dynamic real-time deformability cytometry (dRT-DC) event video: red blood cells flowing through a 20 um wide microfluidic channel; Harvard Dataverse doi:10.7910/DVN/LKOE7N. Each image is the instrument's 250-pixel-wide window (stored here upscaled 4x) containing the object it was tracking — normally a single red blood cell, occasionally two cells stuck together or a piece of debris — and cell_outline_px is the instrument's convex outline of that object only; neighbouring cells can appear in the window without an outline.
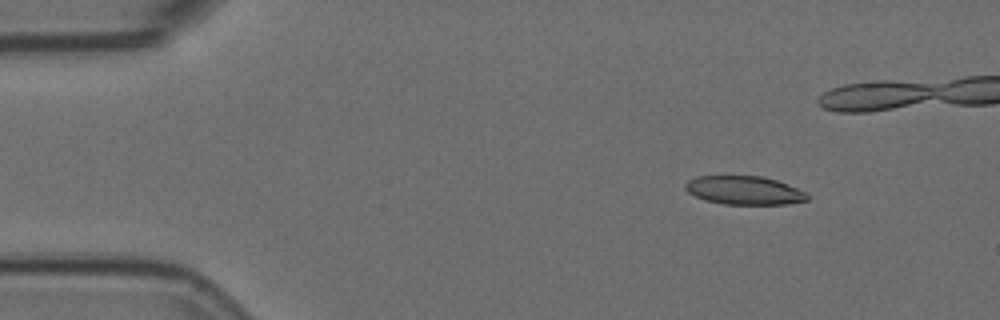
{"species": "Egyptian fruit bat (a non-hibernating species)", "species_latin": "Rousettus aegyptiacus", "temperature_condition": "room temperature", "stored_images_in_passage": 7, "camera_frame_rate_fps": 3000, "um_per_image_px": 0.085, "animal": {"sex": "female"}, "frame": {"image": 1, "passage_image": 2, "time_ms": 0.333, "image_size_px": [1000, 320], "cell_outline_px": [[808, 200], [784, 204], [724, 204], [704, 200], [688, 192], [684, 188], [684, 184], [688, 180], [696, 176], [760, 176], [776, 180], [788, 184], [808, 192]], "centroid_in_image_um": [63.26, 16.17], "position_along_channel_um": 21.7, "area_um2": 20.35}}
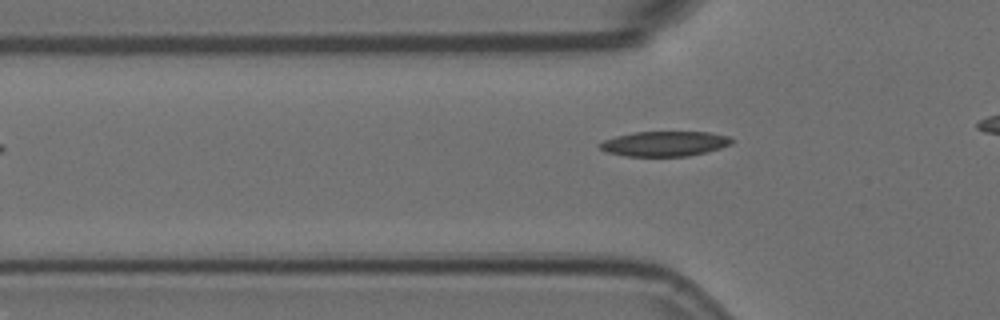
{"frame": {"image": 2, "passage_image": 7, "time_ms": 2.0, "image_size_px": [1000, 320], "cell_outline_px": [[732, 144], [720, 148], [688, 156], [628, 156], [608, 152], [600, 148], [600, 144], [604, 140], [616, 136], [632, 132], [708, 132], [728, 136], [732, 140]], "centroid_in_image_um": [56.5, 12.21], "position_along_channel_um": 69.3, "area_um2": 18.96}}